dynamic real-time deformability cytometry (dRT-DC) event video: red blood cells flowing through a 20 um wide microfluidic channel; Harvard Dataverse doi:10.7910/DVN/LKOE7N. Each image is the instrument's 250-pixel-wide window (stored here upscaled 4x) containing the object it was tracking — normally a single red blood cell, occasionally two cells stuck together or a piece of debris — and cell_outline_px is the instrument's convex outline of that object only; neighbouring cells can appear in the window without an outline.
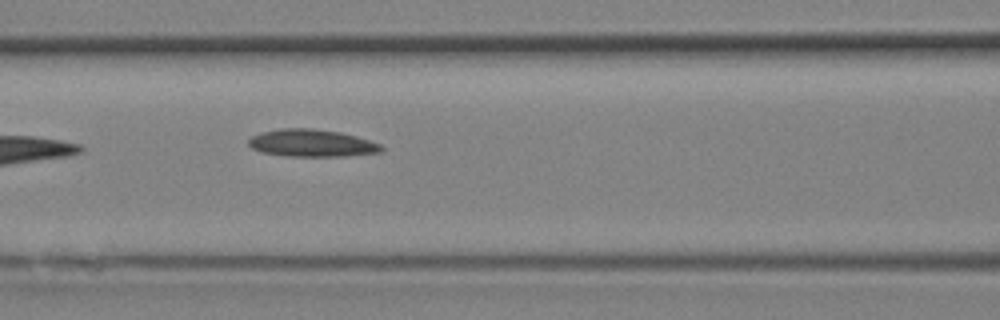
{"species": "Egyptian fruit bat (a non-hibernating species)", "species_latin": "Rousettus aegyptiacus", "temperature_condition": "room temperature", "stored_images_in_passage": 11, "camera_frame_rate_fps": 3000, "um_per_image_px": 0.085, "animal": {"sex": "female"}, "frame": {"image": 1, "passage_image": 11, "time_ms": 3.333, "image_size_px": [1000, 320], "cell_outline_px": [[384, 152], [348, 156], [284, 156], [260, 152], [252, 148], [248, 144], [248, 140], [252, 136], [264, 132], [280, 128], [312, 128], [340, 132], [356, 136], [380, 144], [384, 148]], "centroid_in_image_um": [26.52, 12.17], "position_along_channel_um": 140.1, "area_um2": 21.27}}